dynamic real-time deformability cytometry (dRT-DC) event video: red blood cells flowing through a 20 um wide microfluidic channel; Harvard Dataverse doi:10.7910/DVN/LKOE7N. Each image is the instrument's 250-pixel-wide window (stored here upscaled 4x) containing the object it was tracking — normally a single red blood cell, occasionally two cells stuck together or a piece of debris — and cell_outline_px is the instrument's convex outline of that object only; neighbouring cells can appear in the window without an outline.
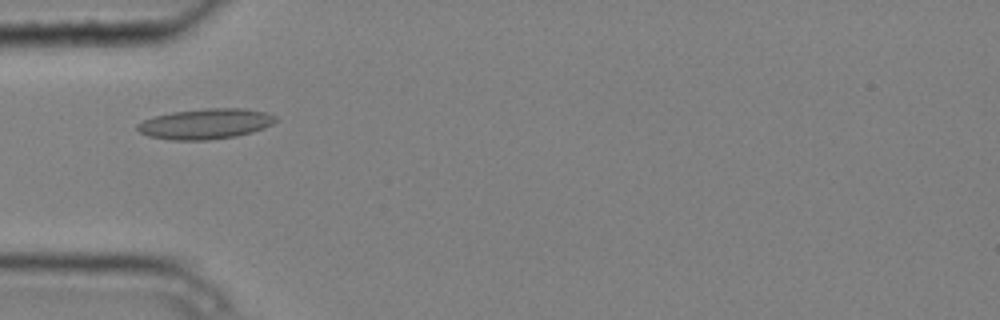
{"species": "common noctule bat (a hibernating species)", "species_latin": "Nyctalus noctula", "temperature_condition": "cold", "stored_images_in_passage": 3, "camera_frame_rate_fps": 3000, "um_per_image_px": 0.085, "animal": {"sex": "male", "body_mass_g": 20.4}, "frame": {"image": 1, "passage_image": 3, "time_ms": 0.667, "image_size_px": [1000, 320], "cell_outline_px": [[276, 120], [272, 124], [264, 128], [252, 132], [236, 136], [208, 140], [172, 140], [148, 136], [140, 132], [136, 128], [136, 124], [144, 120], [156, 116], [172, 112], [204, 108], [244, 108], [264, 112], [276, 116]], "centroid_in_image_um": [17.46, 10.52], "position_along_channel_um": 67.5, "area_um2": 24.45}}